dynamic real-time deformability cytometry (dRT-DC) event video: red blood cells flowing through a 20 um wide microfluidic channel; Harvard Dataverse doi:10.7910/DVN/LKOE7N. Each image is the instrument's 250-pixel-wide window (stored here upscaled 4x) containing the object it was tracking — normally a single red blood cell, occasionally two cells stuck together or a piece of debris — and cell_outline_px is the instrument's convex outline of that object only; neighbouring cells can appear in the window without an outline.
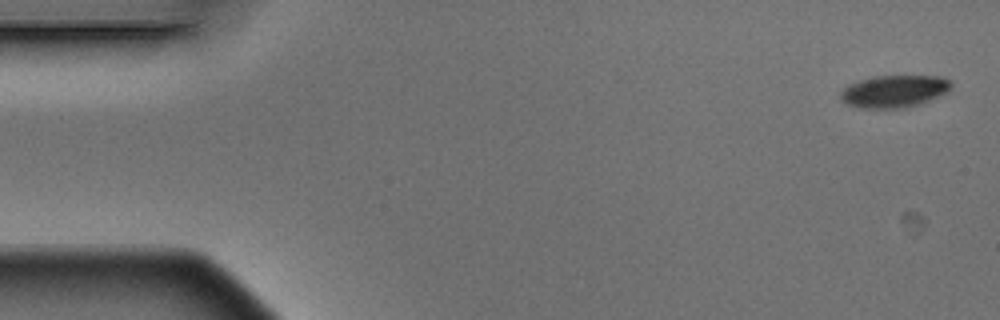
{"species": "Egyptian fruit bat (a non-hibernating species)", "species_latin": "Rousettus aegyptiacus", "temperature_condition": "warm", "stored_images_in_passage": 6, "camera_frame_rate_fps": 3000, "um_per_image_px": 0.085, "animal": {"sex": "male"}, "frame": {"image": 1, "passage_image": 1, "time_ms": 0.0, "image_size_px": [1000, 320], "cell_outline_px": [[952, 88], [948, 92], [920, 104], [904, 108], [860, 108], [848, 104], [840, 100], [840, 92], [848, 84], [860, 80], [876, 76], [940, 76], [952, 80]], "centroid_in_image_um": [76.03, 7.76], "position_along_channel_um": 9.0, "area_um2": 20.98}}
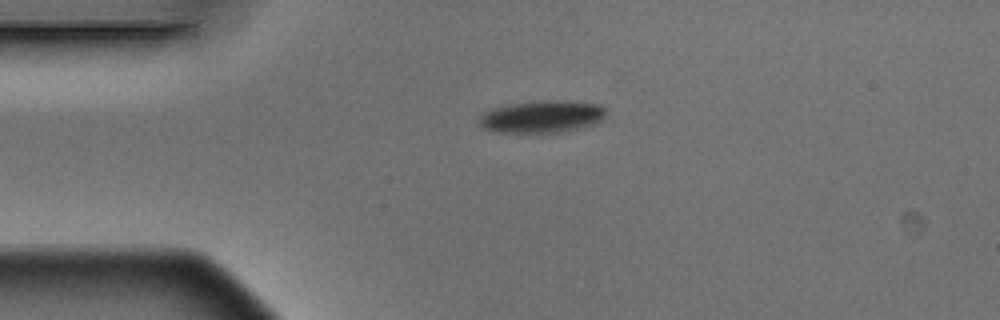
{"frame": {"image": 2, "passage_image": 4, "time_ms": 1.0, "image_size_px": [1000, 320], "cell_outline_px": [[604, 116], [596, 124], [556, 132], [500, 132], [484, 128], [480, 124], [480, 116], [484, 112], [492, 108], [512, 104], [544, 100], [600, 104], [604, 108]], "centroid_in_image_um": [46.04, 9.91], "position_along_channel_um": 39.0, "area_um2": 23.12}}
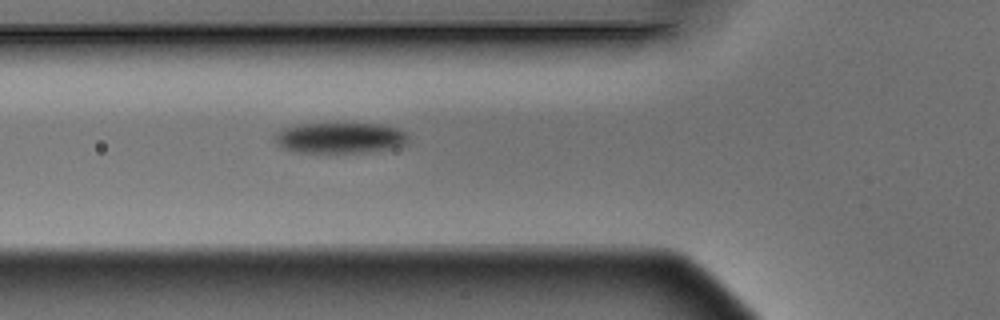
{"frame": {"image": 3, "passage_image": 6, "time_ms": 1.667, "image_size_px": [1000, 320], "cell_outline_px": [[408, 144], [392, 148], [368, 152], [300, 152], [284, 148], [276, 144], [272, 136], [280, 128], [296, 124], [388, 124], [408, 132]], "centroid_in_image_um": [28.92, 11.7], "position_along_channel_um": 96.9, "area_um2": 24.28}}